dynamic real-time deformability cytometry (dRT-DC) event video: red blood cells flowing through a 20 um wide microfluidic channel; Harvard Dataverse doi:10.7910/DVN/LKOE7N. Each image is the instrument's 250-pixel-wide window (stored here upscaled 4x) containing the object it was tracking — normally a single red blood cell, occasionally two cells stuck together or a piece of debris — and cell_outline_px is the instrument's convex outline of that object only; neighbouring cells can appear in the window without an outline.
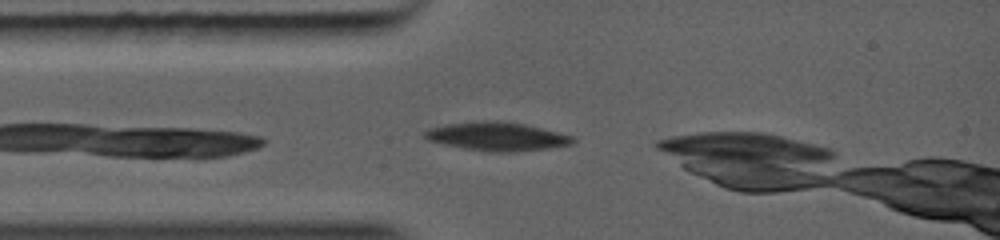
{"species": "common noctule bat (a hibernating species)", "species_latin": "Nyctalus noctula", "temperature_condition": "warm", "stored_images_in_passage": 2, "camera_frame_rate_fps": 5000, "um_per_image_px": 0.085, "animal": {"sex": "female", "body_mass_g": 19.0, "forearm_length_mm": 56.7}, "frame": {"image": 1, "passage_image": 2, "time_ms": 1.0, "image_size_px": [1000, 240], "cell_outline_px": [[576, 140], [572, 144], [548, 148], [512, 152], [492, 152], [464, 148], [444, 144], [428, 140], [420, 132], [428, 128], [448, 124], [480, 120], [492, 120], [524, 124], [560, 132], [572, 136]], "centroid_in_image_um": [42.22, 11.59], "position_along_channel_um": 42.8, "area_um2": 24.68}}